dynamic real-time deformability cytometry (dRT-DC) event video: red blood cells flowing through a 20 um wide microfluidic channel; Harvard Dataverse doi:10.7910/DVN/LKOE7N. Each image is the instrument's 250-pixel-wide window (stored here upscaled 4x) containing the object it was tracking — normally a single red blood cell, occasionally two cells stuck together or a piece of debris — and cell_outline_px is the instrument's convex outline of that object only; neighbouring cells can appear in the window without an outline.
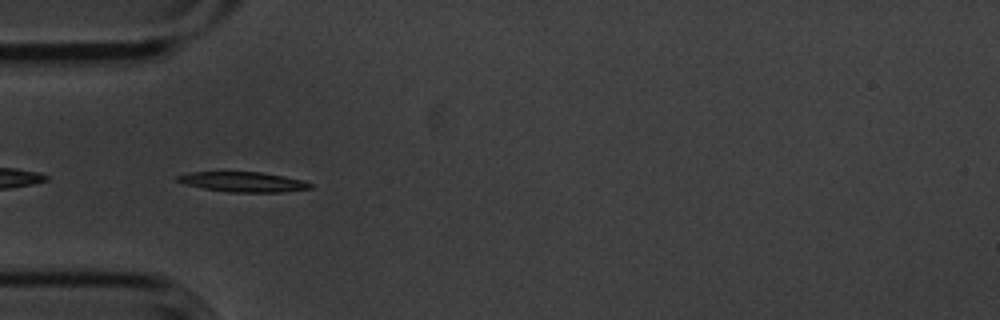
{"species": "common noctule bat (a hibernating species)", "species_latin": "Nyctalus noctula", "temperature_condition": "cold", "stored_images_in_passage": 5, "camera_frame_rate_fps": 3000, "um_per_image_px": 0.085, "animal": {"sex": "male", "body_mass_g": 20.1, "forearm_length_mm": 53.5}, "frame": {"image": 1, "passage_image": 4, "time_ms": 1.0, "image_size_px": [1000, 320], "cell_outline_px": [[312, 188], [280, 192], [228, 192], [204, 188], [184, 184], [176, 180], [176, 176], [188, 172], [260, 172], [284, 176], [304, 180], [312, 184]], "centroid_in_image_um": [20.66, 15.46], "position_along_channel_um": 64.3, "area_um2": 15.43}}
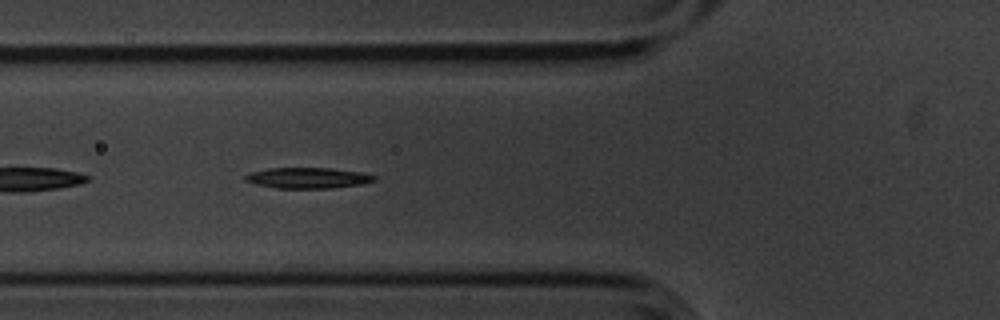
{"frame": {"image": 2, "passage_image": 5, "time_ms": 1.333, "image_size_px": [1000, 320], "cell_outline_px": [[376, 180], [360, 184], [328, 188], [276, 188], [256, 184], [244, 180], [244, 176], [252, 172], [268, 168], [328, 168], [364, 172], [376, 176]], "centroid_in_image_um": [26.17, 15.12], "position_along_channel_um": 99.6, "area_um2": 15.49}}